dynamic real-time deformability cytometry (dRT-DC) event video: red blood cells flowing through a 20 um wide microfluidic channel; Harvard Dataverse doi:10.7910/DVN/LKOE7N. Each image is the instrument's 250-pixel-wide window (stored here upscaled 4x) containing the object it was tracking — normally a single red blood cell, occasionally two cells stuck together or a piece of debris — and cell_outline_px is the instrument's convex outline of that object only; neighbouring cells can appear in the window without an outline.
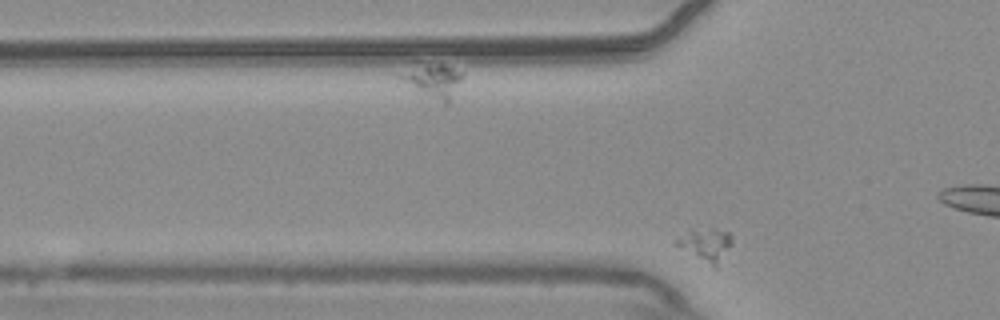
{"species": "common noctule bat (a hibernating species)", "species_latin": "Nyctalus noctula", "temperature_condition": "warm", "stored_images_in_passage": 54, "segment_of_instrument_passage": [1, 2], "camera_frame_rate_fps": 3000, "um_per_image_px": 0.085, "animal": {"sex": "male", "body_mass_g": 20.4}, "frame": {"image": 1, "passage_image": 13, "time_ms": 4.0, "image_size_px": [1000, 320], "cell_outline_px": [[732, 244], [716, 268], [712, 268], [672, 244], [676, 240], [688, 232], [712, 228], [728, 232], [732, 236]], "centroid_in_image_um": [60.01, 20.85], "position_along_channel_um": 65.8, "area_um2": 10.64}}
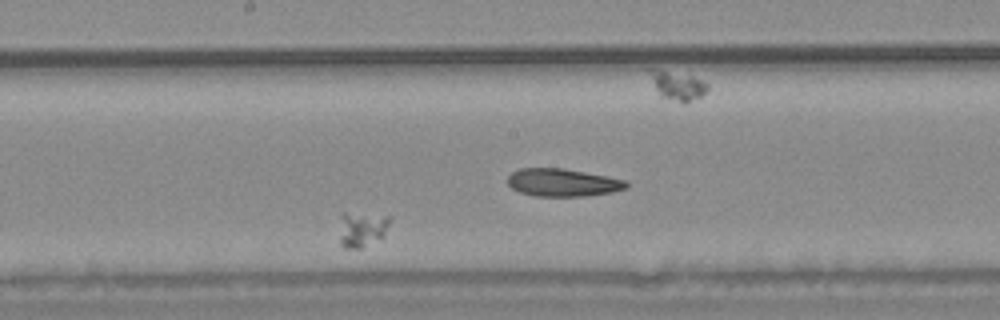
{"frame": {"image": 2, "passage_image": 28, "time_ms": 9.0, "image_size_px": [1000, 320], "cell_outline_px": [[388, 224], [384, 236], [360, 248], [344, 248], [340, 244], [340, 216], [344, 212], [388, 216]], "centroid_in_image_um": [30.71, 19.48], "position_along_channel_um": 217.5, "area_um2": 10.17}}
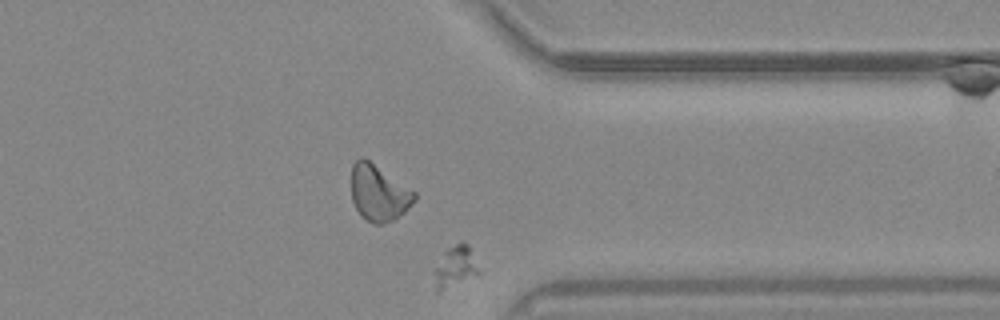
{"frame": {"image": 3, "passage_image": 43, "time_ms": 14.0, "image_size_px": [1000, 320], "cell_outline_px": [[480, 272], [440, 292], [436, 292], [432, 272], [444, 252], [456, 244], [468, 244]], "centroid_in_image_um": [38.63, 22.71], "position_along_channel_um": 372.8, "area_um2": 10.35}}